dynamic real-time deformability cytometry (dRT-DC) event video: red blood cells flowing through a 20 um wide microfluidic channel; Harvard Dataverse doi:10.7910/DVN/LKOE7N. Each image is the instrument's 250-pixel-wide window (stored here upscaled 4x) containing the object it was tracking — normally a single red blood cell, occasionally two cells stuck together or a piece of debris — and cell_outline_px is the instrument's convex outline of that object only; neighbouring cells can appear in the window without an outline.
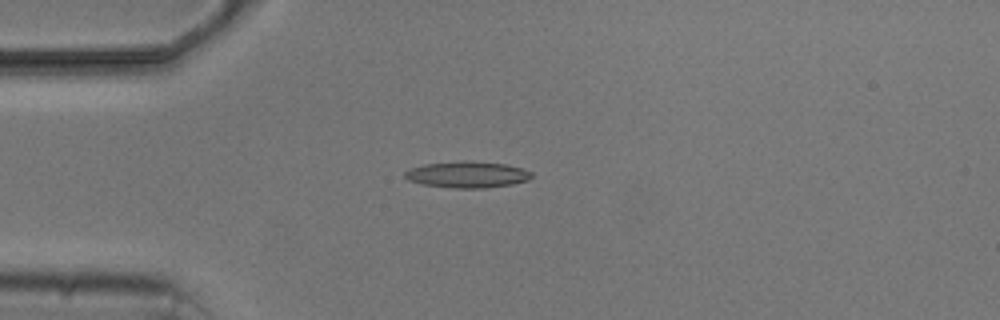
{"species": "common noctule bat (a hibernating species)", "species_latin": "Nyctalus noctula", "temperature_condition": "cold", "stored_images_in_passage": 3, "camera_frame_rate_fps": 3000, "um_per_image_px": 0.085, "animal": {"sex": "male", "body_mass_g": 20.5, "forearm_length_mm": 52.5}, "frame": {"image": 1, "passage_image": 1, "time_ms": 0.0, "image_size_px": [1000, 320], "cell_outline_px": [[532, 176], [528, 180], [512, 184], [484, 188], [456, 188], [424, 184], [408, 180], [404, 176], [404, 172], [412, 168], [424, 164], [504, 164], [520, 168], [532, 172]], "centroid_in_image_um": [39.73, 14.9], "position_along_channel_um": 45.3, "area_um2": 18.09}}
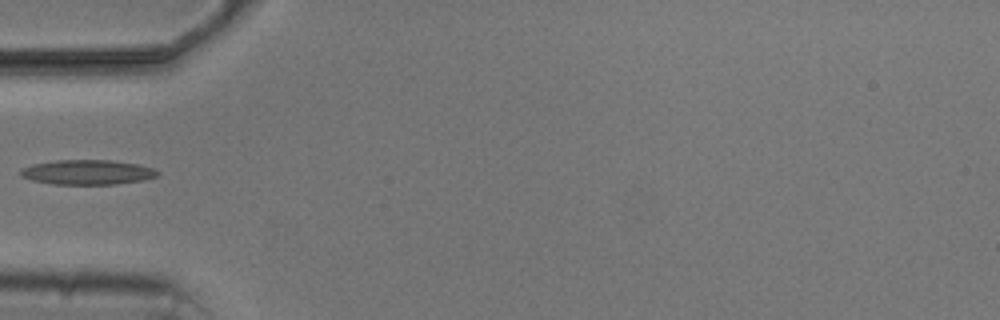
{"frame": {"image": 2, "passage_image": 2, "time_ms": 1.333, "image_size_px": [1000, 320], "cell_outline_px": [[160, 172], [156, 176], [144, 180], [116, 184], [52, 184], [32, 180], [20, 176], [20, 168], [32, 164], [56, 160], [112, 160], [136, 164], [152, 168]], "centroid_in_image_um": [7.39, 14.64], "position_along_channel_um": 77.6, "area_um2": 19.77}}
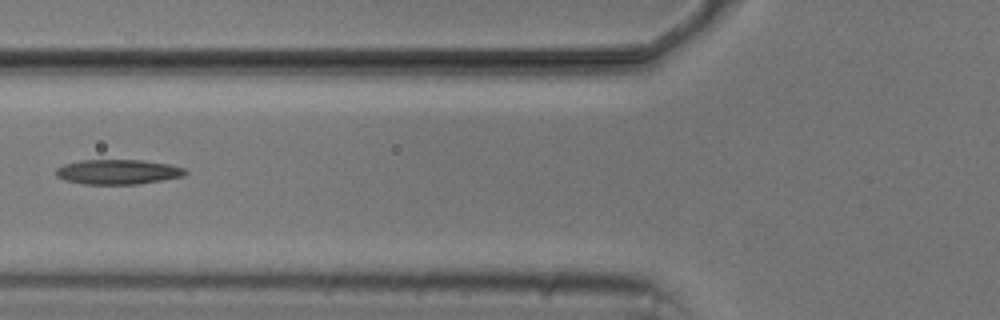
{"frame": {"image": 3, "passage_image": 3, "time_ms": 2.333, "image_size_px": [1000, 320], "cell_outline_px": [[188, 172], [184, 176], [140, 184], [84, 184], [64, 180], [56, 176], [56, 168], [64, 164], [80, 160], [144, 160], [168, 164], [184, 168]], "centroid_in_image_um": [10.02, 14.61], "position_along_channel_um": 115.8, "area_um2": 18.79}}